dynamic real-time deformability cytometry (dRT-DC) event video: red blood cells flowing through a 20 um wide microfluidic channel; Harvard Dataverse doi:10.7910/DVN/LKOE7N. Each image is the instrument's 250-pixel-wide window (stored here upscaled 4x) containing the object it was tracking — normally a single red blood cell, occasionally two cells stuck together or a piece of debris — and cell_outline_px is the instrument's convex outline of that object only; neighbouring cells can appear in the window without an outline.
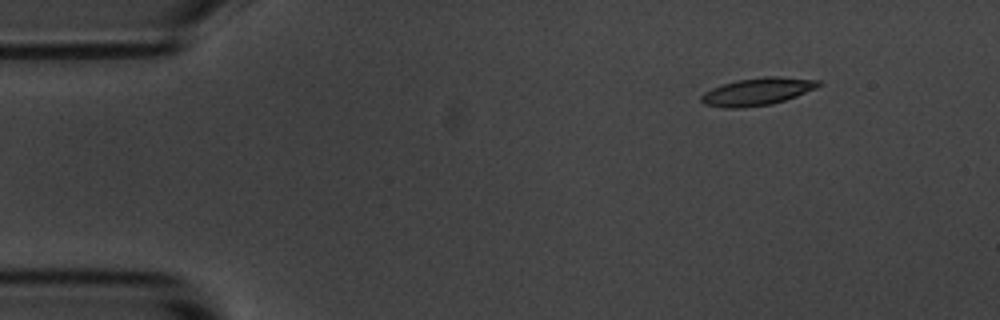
{"species": "common noctule bat (a hibernating species)", "species_latin": "Nyctalus noctula", "temperature_condition": "room temperature", "stored_images_in_passage": 8, "camera_frame_rate_fps": 3000, "um_per_image_px": 0.085, "animal": {"sex": "male", "body_mass_g": 20.1, "forearm_length_mm": 53.5}, "frame": {"image": 1, "passage_image": 2, "time_ms": 1.0, "image_size_px": [1000, 320], "cell_outline_px": [[820, 84], [816, 88], [796, 96], [772, 104], [740, 108], [724, 108], [704, 104], [700, 100], [700, 96], [704, 92], [712, 88], [736, 80], [764, 76], [780, 76], [820, 80]], "centroid_in_image_um": [64.36, 7.78], "position_along_channel_um": 20.6, "area_um2": 18.79}}
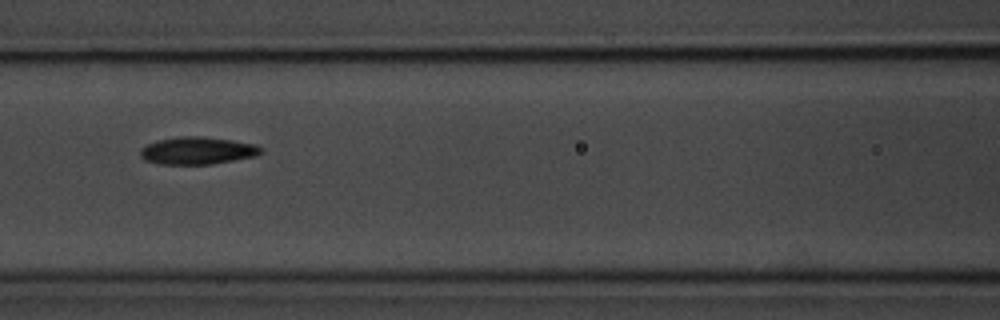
{"frame": {"image": 2, "passage_image": 7, "time_ms": 6.667, "image_size_px": [1000, 320], "cell_outline_px": [[264, 152], [256, 156], [212, 164], [160, 164], [144, 160], [140, 156], [140, 148], [144, 144], [156, 140], [180, 136], [200, 136], [232, 140], [256, 144], [264, 148]], "centroid_in_image_um": [16.78, 12.8], "position_along_channel_um": 149.8, "area_um2": 19.59}}
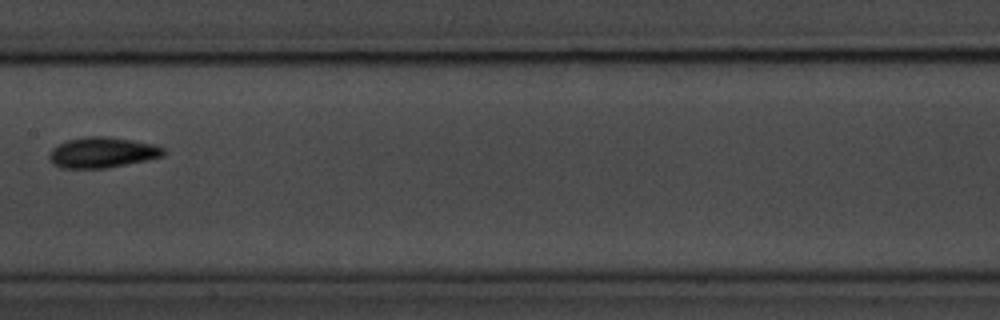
{"frame": {"image": 3, "passage_image": 8, "time_ms": 8.0, "image_size_px": [1000, 320], "cell_outline_px": [[164, 156], [148, 160], [104, 168], [60, 168], [52, 164], [48, 160], [48, 152], [56, 144], [68, 140], [84, 136], [108, 136], [132, 140], [152, 144], [164, 148]], "centroid_in_image_um": [8.63, 12.96], "position_along_channel_um": 198.8, "area_um2": 20.58}}